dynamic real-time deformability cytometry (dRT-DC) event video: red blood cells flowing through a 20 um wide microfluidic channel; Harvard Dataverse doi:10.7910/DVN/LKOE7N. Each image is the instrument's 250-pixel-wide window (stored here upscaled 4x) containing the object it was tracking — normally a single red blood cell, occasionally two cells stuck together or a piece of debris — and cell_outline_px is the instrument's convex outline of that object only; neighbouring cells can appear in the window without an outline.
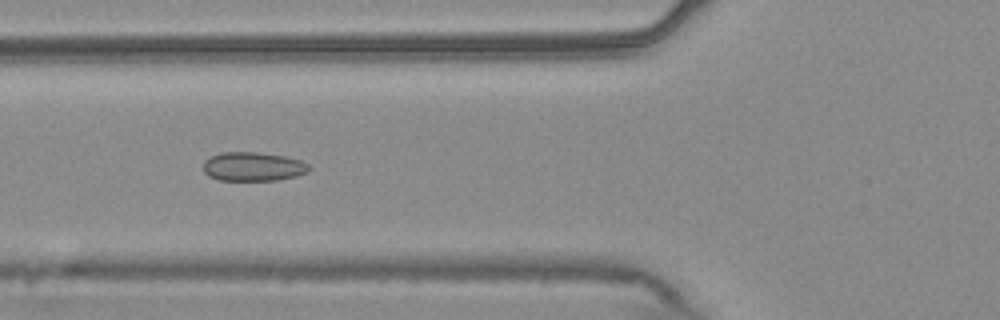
{"species": "common noctule bat (a hibernating species)", "species_latin": "Nyctalus noctula", "temperature_condition": "warm", "stored_images_in_passage": 43, "camera_frame_rate_fps": 3000, "um_per_image_px": 0.085, "animal": {"sex": "male", "body_mass_g": 20.4}, "frame": {"image": 1, "passage_image": 16, "time_ms": 5.0, "image_size_px": [1000, 320], "cell_outline_px": [[312, 168], [308, 172], [296, 176], [276, 180], [220, 180], [208, 176], [204, 172], [204, 160], [220, 152], [256, 152], [284, 156], [300, 160], [308, 164]], "centroid_in_image_um": [21.52, 14.16], "position_along_channel_um": 104.3, "area_um2": 17.86}}
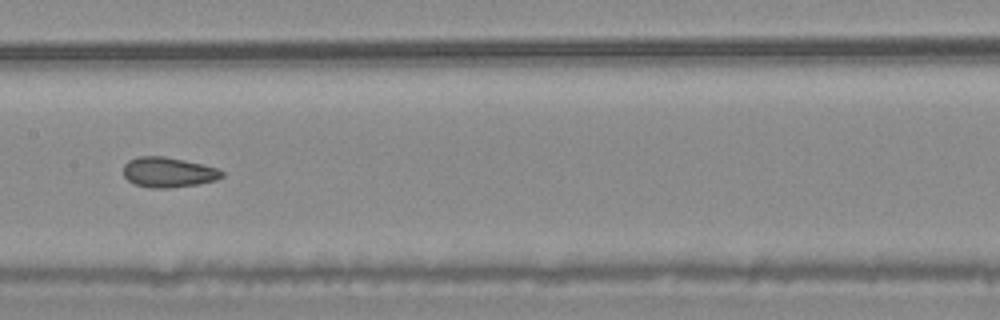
{"frame": {"image": 2, "passage_image": 23, "time_ms": 7.333, "image_size_px": [1000, 320], "cell_outline_px": [[224, 176], [216, 180], [196, 184], [168, 188], [148, 188], [136, 184], [128, 180], [124, 176], [124, 164], [128, 160], [140, 156], [164, 156], [200, 164], [216, 168], [224, 172]], "centroid_in_image_um": [14.28, 14.64], "position_along_channel_um": 193.1, "area_um2": 17.11}}
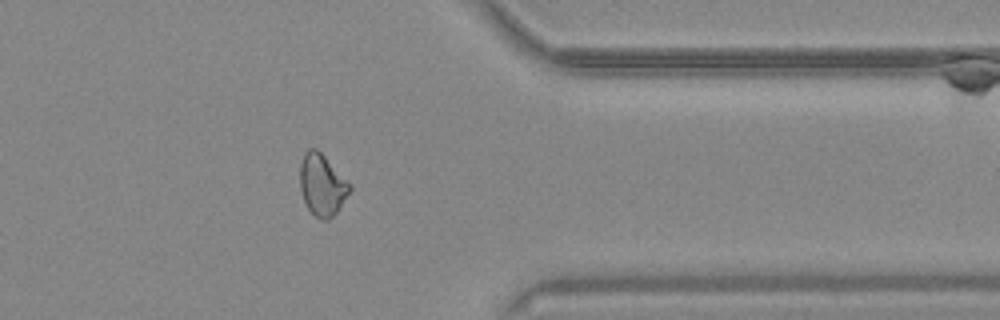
{"frame": {"image": 3, "passage_image": 39, "time_ms": 12.667, "image_size_px": [1000, 320], "cell_outline_px": [[352, 188], [336, 212], [328, 220], [320, 220], [308, 208], [304, 200], [300, 188], [300, 164], [304, 152], [308, 148], [316, 148], [352, 184]], "centroid_in_image_um": [27.38, 15.7], "position_along_channel_um": 384.0, "area_um2": 17.74}, "authors_computed_cell_mechanics": {"area_um2": 17.8602, "velocity_mm_per_s": 3.7872, "shape_relaxation_time_tau1_ms": null, "shape_relaxation_time_tau2_ms": 2.0374, "deformation_change_tau1": null, "deformation_change_tau2": 0.0754}}